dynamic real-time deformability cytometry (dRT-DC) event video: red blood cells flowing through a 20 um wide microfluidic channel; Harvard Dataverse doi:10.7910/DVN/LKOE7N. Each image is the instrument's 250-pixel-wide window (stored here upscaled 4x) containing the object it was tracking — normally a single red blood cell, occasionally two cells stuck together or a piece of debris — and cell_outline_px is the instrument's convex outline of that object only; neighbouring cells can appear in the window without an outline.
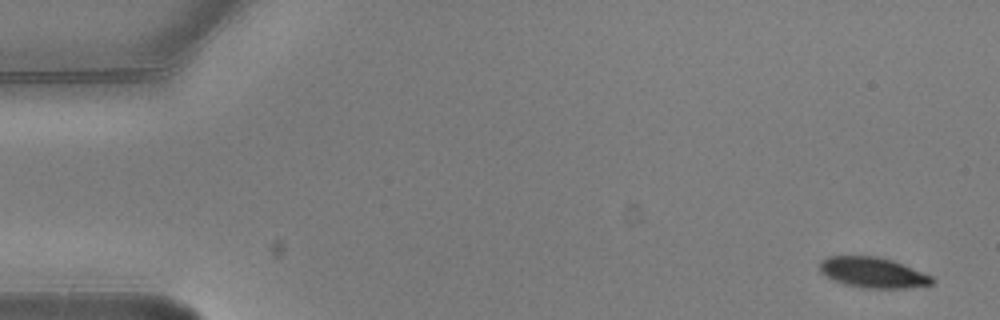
{"species": "common noctule bat (a hibernating species)", "species_latin": "Nyctalus noctula", "temperature_condition": "warm", "stored_images_in_passage": 6, "camera_frame_rate_fps": 3000, "um_per_image_px": 0.085, "animal": {"sex": "male", "body_mass_g": 20.5, "forearm_length_mm": 52.5}, "frame": {"image": 1, "passage_image": 1, "time_ms": 0.0, "image_size_px": [1000, 320], "cell_outline_px": [[936, 280], [932, 284], [908, 288], [868, 288], [844, 284], [820, 272], [820, 260], [828, 256], [876, 256], [892, 260], [932, 276]], "centroid_in_image_um": [74.21, 23.16], "position_along_channel_um": 10.8, "area_um2": 19.77}}
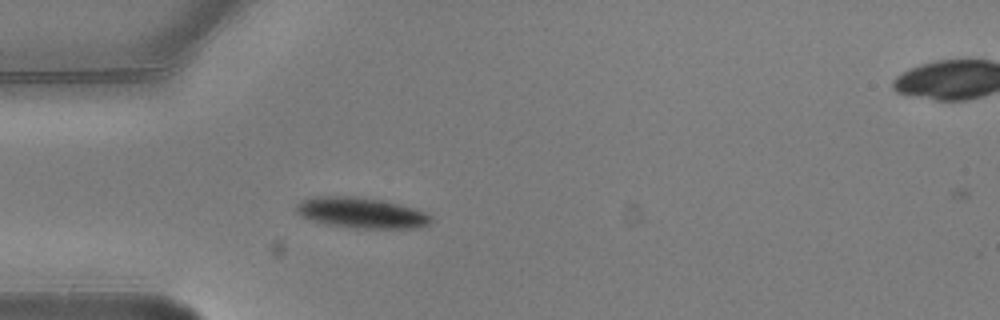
{"frame": {"image": 2, "passage_image": 5, "time_ms": 1.333, "image_size_px": [1000, 320], "cell_outline_px": [[432, 220], [428, 224], [416, 228], [352, 228], [324, 224], [308, 220], [300, 216], [296, 212], [296, 204], [300, 200], [316, 196], [356, 196], [380, 200], [412, 208], [424, 212], [432, 216]], "centroid_in_image_um": [30.63, 18.09], "position_along_channel_um": 54.4, "area_um2": 24.16}}